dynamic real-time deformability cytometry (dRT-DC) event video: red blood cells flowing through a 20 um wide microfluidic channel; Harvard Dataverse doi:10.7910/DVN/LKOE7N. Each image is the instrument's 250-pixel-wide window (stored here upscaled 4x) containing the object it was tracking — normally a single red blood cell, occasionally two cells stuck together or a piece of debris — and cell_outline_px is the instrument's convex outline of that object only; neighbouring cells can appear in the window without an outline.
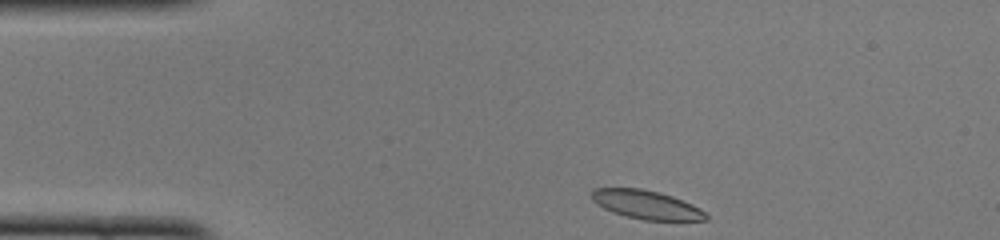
{"species": "common noctule bat (a hibernating species)", "species_latin": "Nyctalus noctula", "temperature_condition": "cold", "stored_images_in_passage": 42, "camera_frame_rate_fps": 3000, "um_per_image_px": 0.085, "animal": {"sex": "female", "body_mass_g": 22.0, "forearm_length_mm": 56.7}, "frame": {"image": 1, "passage_image": 1, "time_ms": 0.0, "image_size_px": [1000, 240], "cell_outline_px": [[708, 220], [644, 220], [612, 212], [604, 208], [592, 200], [592, 192], [596, 188], [640, 188], [660, 192], [672, 196], [692, 204], [700, 208], [708, 216]], "centroid_in_image_um": [54.96, 17.39], "position_along_channel_um": 30.0, "area_um2": 18.9}}
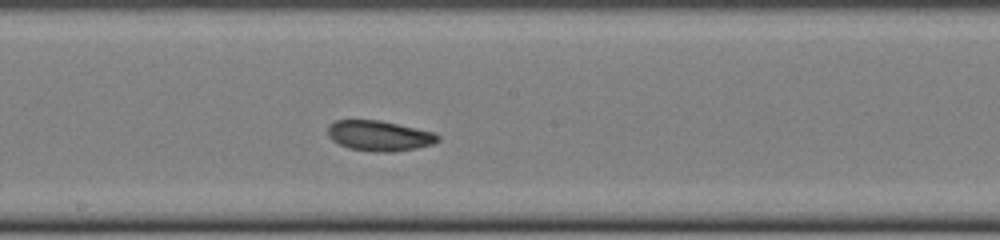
{"frame": {"image": 2, "passage_image": 19, "time_ms": 6.0, "image_size_px": [1000, 240], "cell_outline_px": [[440, 140], [432, 144], [416, 148], [392, 152], [372, 152], [348, 148], [332, 140], [328, 136], [328, 124], [336, 120], [380, 120], [436, 132], [440, 136]], "centroid_in_image_um": [32.25, 11.54], "position_along_channel_um": 215.9, "area_um2": 19.65}}
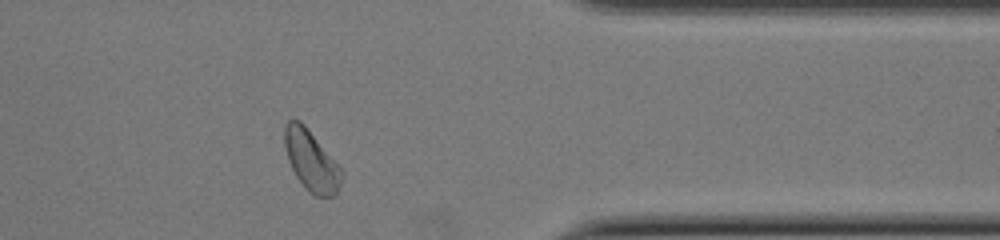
{"frame": {"image": 3, "passage_image": 33, "time_ms": 10.667, "image_size_px": [1000, 240], "cell_outline_px": [[344, 176], [336, 196], [316, 196], [308, 192], [296, 176], [288, 160], [284, 148], [284, 124], [288, 120], [300, 120], [304, 124], [344, 172]], "centroid_in_image_um": [26.45, 13.67], "position_along_channel_um": 384.9, "area_um2": 20.17}, "authors_computed_cell_mechanics": {"area_um2": 19.5653, "velocity_mm_per_s": 3.9474, "shape_relaxation_time_tau1_ms": 4.071, "shape_relaxation_time_tau2_ms": 2.2646, "deformation_change_tau1": 0.1287, "deformation_change_tau2": 0.0818}}